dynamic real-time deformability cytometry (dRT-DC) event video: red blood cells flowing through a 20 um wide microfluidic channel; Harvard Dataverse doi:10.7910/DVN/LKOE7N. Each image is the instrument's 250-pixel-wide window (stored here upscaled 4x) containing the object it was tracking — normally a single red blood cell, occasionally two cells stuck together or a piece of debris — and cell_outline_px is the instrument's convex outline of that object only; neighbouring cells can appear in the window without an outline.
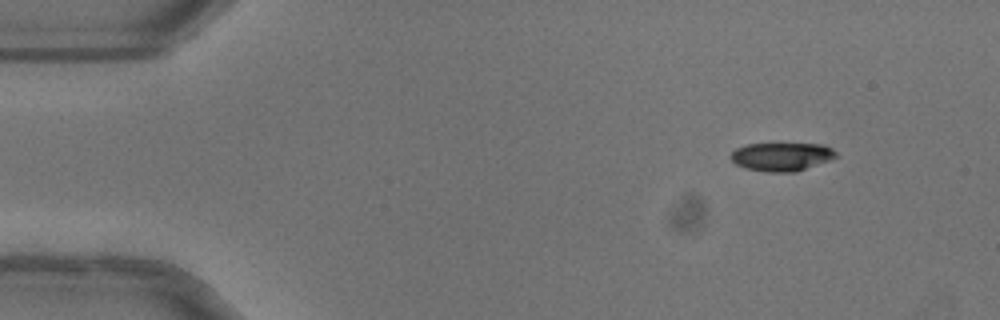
{"species": "common noctule bat (a hibernating species)", "species_latin": "Nyctalus noctula", "temperature_condition": "warm", "stored_images_in_passage": 47, "camera_frame_rate_fps": 3000, "um_per_image_px": 0.085, "animal": {"sex": "female"}, "frame": {"image": 1, "passage_image": 1, "time_ms": 0.0, "image_size_px": [1000, 320], "cell_outline_px": [[836, 156], [828, 160], [796, 172], [768, 172], [744, 168], [736, 164], [728, 156], [736, 148], [748, 144], [824, 144], [832, 148], [836, 152]], "centroid_in_image_um": [66.4, 13.32], "position_along_channel_um": 18.6, "area_um2": 17.34}}
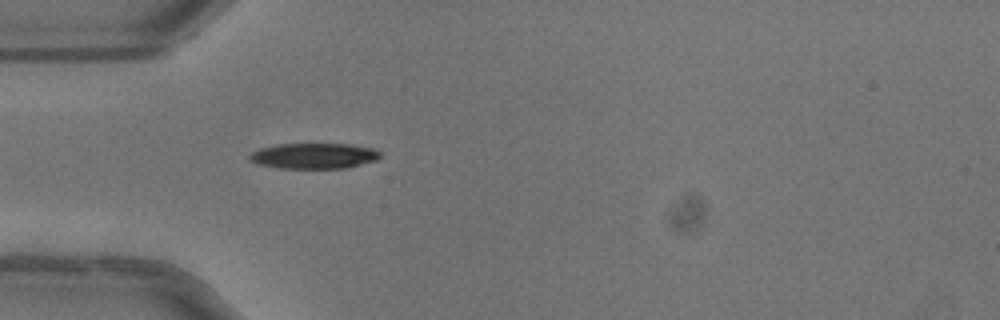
{"frame": {"image": 2, "passage_image": 11, "time_ms": 3.333, "image_size_px": [1000, 320], "cell_outline_px": [[380, 156], [376, 160], [344, 168], [280, 168], [256, 164], [248, 160], [248, 156], [252, 152], [260, 148], [276, 144], [352, 144], [376, 148], [380, 152]], "centroid_in_image_um": [26.66, 13.24], "position_along_channel_um": 58.3, "area_um2": 19.59}}
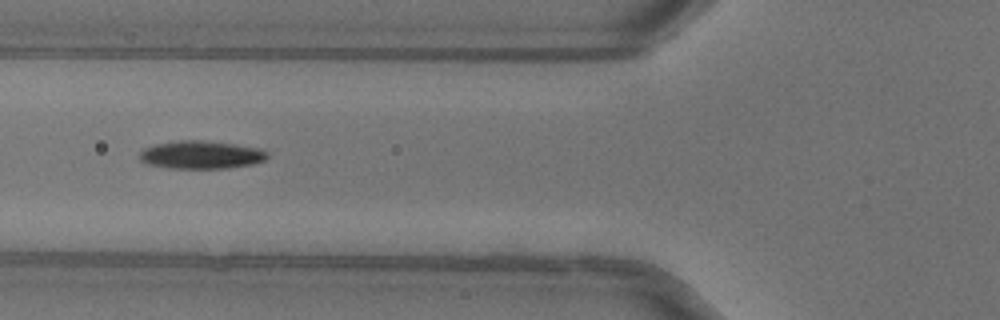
{"frame": {"image": 3, "passage_image": 15, "time_ms": 4.667, "image_size_px": [1000, 320], "cell_outline_px": [[268, 156], [264, 160], [252, 164], [228, 168], [168, 168], [148, 164], [140, 160], [140, 152], [144, 148], [156, 144], [176, 140], [204, 140], [264, 148], [268, 152]], "centroid_in_image_um": [17.12, 13.15], "position_along_channel_um": 108.7, "area_um2": 20.98}, "authors_computed_cell_mechanics": {"area_um2": 19.3052, "velocity_mm_per_s": 4.0411, "shape_relaxation_time_tau1_ms": 3.9265, "shape_relaxation_time_tau2_ms": null, "deformation_change_tau1": 0.1541, "deformation_change_tau2": null}}